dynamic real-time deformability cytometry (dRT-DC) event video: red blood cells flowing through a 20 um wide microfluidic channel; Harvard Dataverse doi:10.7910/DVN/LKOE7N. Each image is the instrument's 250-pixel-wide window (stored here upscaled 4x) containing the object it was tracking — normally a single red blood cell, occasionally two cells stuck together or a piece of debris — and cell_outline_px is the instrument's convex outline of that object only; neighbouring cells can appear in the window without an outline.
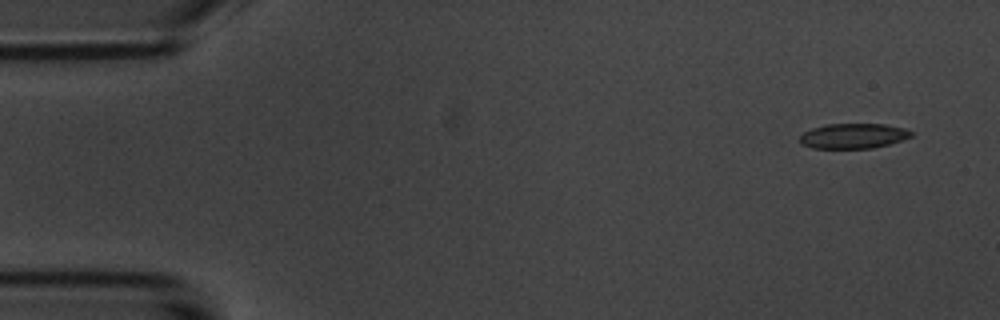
{"species": "common noctule bat (a hibernating species)", "species_latin": "Nyctalus noctula", "temperature_condition": "room temperature", "stored_images_in_passage": 6, "camera_frame_rate_fps": 3000, "um_per_image_px": 0.085, "animal": {"sex": "male", "body_mass_g": 20.1, "forearm_length_mm": 53.5}, "frame": {"image": 1, "passage_image": 1, "time_ms": 0.0, "image_size_px": [1000, 320], "cell_outline_px": [[912, 136], [888, 144], [872, 148], [812, 148], [800, 144], [800, 136], [804, 132], [812, 128], [828, 124], [884, 124], [904, 128], [912, 132]], "centroid_in_image_um": [72.5, 11.55], "position_along_channel_um": 12.5, "area_um2": 16.13}}
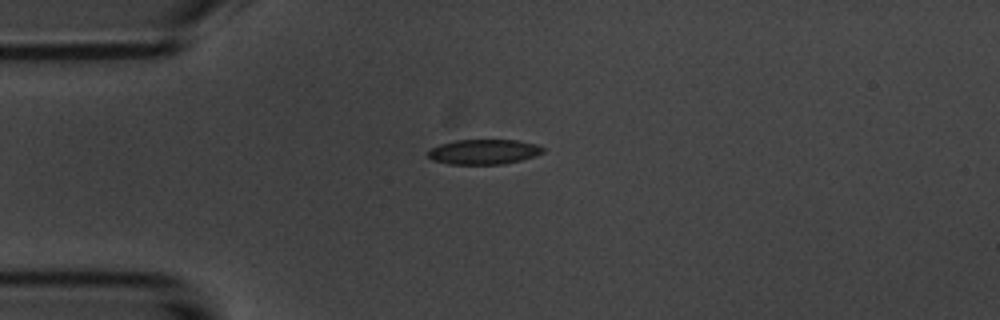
{"frame": {"image": 2, "passage_image": 4, "time_ms": 3.333, "image_size_px": [1000, 320], "cell_outline_px": [[544, 152], [520, 160], [504, 164], [448, 164], [432, 160], [428, 156], [428, 152], [432, 148], [440, 144], [456, 140], [516, 140], [536, 144], [544, 148]], "centroid_in_image_um": [41.1, 12.9], "position_along_channel_um": 43.9, "area_um2": 16.59}}
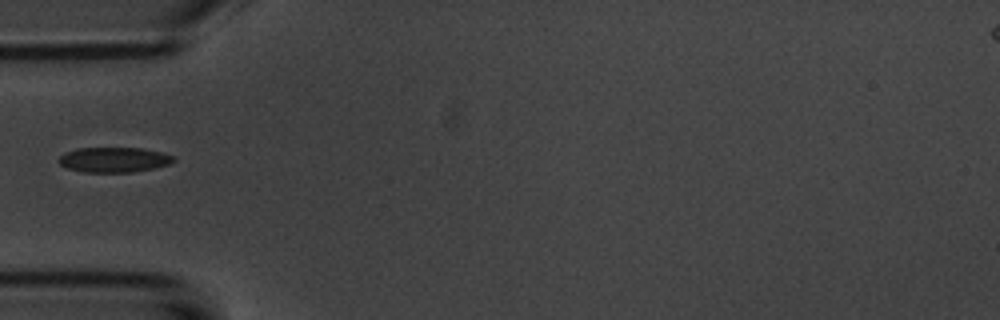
{"frame": {"image": 3, "passage_image": 5, "time_ms": 4.667, "image_size_px": [1000, 320], "cell_outline_px": [[176, 160], [168, 164], [152, 168], [132, 172], [84, 172], [68, 168], [60, 164], [56, 160], [64, 152], [76, 148], [140, 148], [164, 152], [176, 156]], "centroid_in_image_um": [9.68, 13.56], "position_along_channel_um": 75.3, "area_um2": 16.88}}